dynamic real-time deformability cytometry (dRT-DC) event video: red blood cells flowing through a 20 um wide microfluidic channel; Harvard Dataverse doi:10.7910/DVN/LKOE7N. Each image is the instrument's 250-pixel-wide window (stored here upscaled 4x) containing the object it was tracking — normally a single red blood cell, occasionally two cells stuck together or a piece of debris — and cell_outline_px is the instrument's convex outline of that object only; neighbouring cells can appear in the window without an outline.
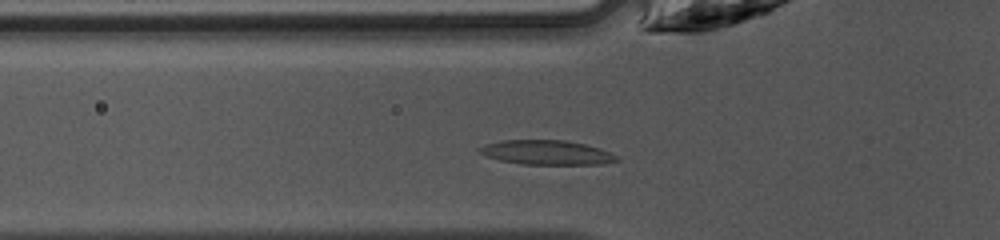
{"species": "common noctule bat (a hibernating species)", "species_latin": "Nyctalus noctula", "temperature_condition": "warm", "stored_images_in_passage": 28, "camera_frame_rate_fps": 3000, "um_per_image_px": 0.085, "animal": {"sex": "female", "body_mass_g": 10.0, "forearm_length_mm": 53.1}, "frame": {"image": 1, "passage_image": 3, "time_ms": 0.667, "image_size_px": [1000, 240], "cell_outline_px": [[620, 160], [604, 164], [520, 164], [500, 160], [488, 156], [480, 152], [480, 148], [488, 144], [500, 140], [564, 140], [584, 144], [600, 148], [616, 156]], "centroid_in_image_um": [46.5, 12.96], "position_along_channel_um": 79.3, "area_um2": 19.25}}
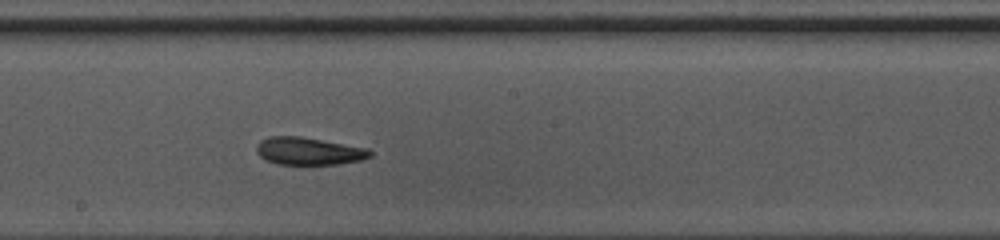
{"frame": {"image": 2, "passage_image": 13, "time_ms": 4.0, "image_size_px": [1000, 240], "cell_outline_px": [[372, 156], [360, 160], [336, 164], [304, 168], [276, 164], [264, 160], [256, 152], [256, 144], [260, 140], [268, 136], [300, 136], [368, 148], [372, 152]], "centroid_in_image_um": [26.18, 12.89], "position_along_channel_um": 222.0, "area_um2": 19.19}}
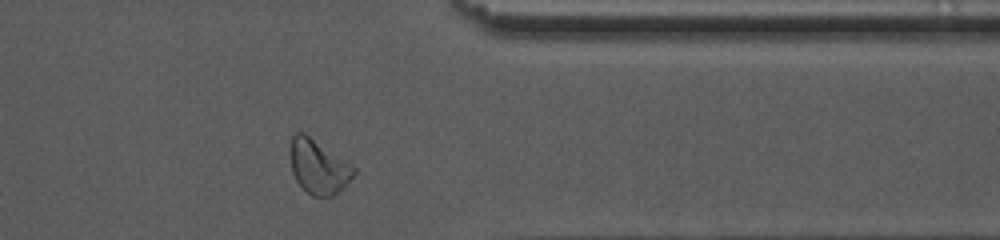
{"frame": {"image": 3, "passage_image": 25, "time_ms": 8.0, "image_size_px": [1000, 240], "cell_outline_px": [[356, 172], [332, 196], [312, 196], [296, 180], [292, 172], [292, 136], [296, 132], [304, 132], [356, 168]], "centroid_in_image_um": [27.06, 14.16], "position_along_channel_um": 384.3, "area_um2": 19.19}, "authors_computed_cell_mechanics": {"area_um2": 18.7272, "velocity_mm_per_s": 4.2413, "shape_relaxation_time_tau1_ms": 3.5494, "shape_relaxation_time_tau2_ms": 2.2573, "deformation_change_tau1": 0.127, "deformation_change_tau2": 0.0882}}